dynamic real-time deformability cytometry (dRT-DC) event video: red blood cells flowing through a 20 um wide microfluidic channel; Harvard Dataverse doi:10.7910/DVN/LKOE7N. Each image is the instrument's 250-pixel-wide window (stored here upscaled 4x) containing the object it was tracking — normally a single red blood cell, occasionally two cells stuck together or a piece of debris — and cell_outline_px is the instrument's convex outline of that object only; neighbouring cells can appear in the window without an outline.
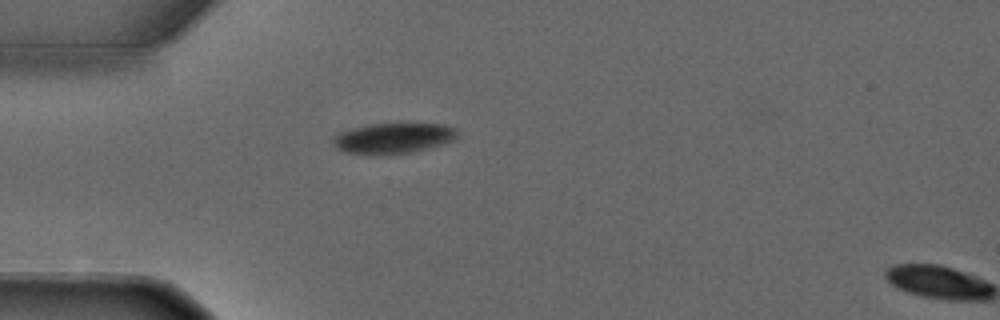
{"species": "common noctule bat (a hibernating species)", "species_latin": "Nyctalus noctula", "temperature_condition": "warm", "stored_images_in_passage": 2, "segment_of_instrument_passage": [1, 2], "camera_frame_rate_fps": 3000, "um_per_image_px": 0.085, "animal": {"sex": "male", "forearm_length_mm": 52.5}, "frame": {"image": 1, "passage_image": 1, "time_ms": 0.0, "image_size_px": [1000, 320], "cell_outline_px": [[456, 140], [432, 148], [412, 152], [380, 156], [344, 152], [336, 148], [332, 144], [332, 136], [336, 132], [368, 124], [444, 124], [456, 128]], "centroid_in_image_um": [33.38, 11.77], "position_along_channel_um": 51.6, "area_um2": 22.72}}